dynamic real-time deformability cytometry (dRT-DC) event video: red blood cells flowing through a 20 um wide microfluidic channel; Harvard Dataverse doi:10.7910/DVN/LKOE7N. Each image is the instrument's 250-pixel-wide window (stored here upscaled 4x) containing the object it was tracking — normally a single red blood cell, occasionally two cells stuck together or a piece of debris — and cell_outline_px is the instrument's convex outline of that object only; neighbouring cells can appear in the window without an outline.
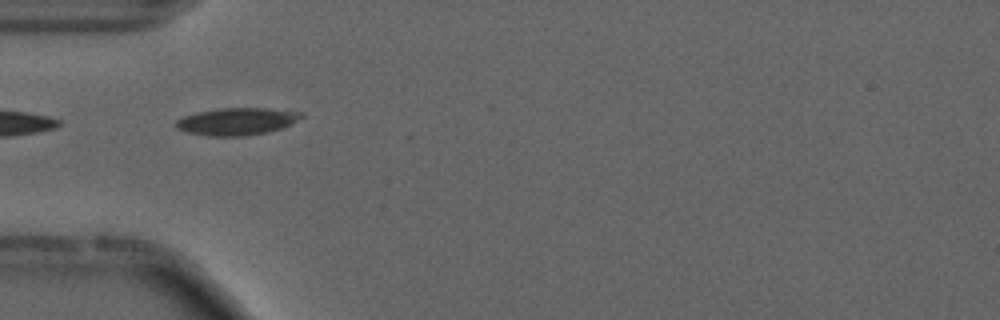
{"species": "common noctule bat (a hibernating species)", "species_latin": "Nyctalus noctula", "temperature_condition": "cold", "stored_images_in_passage": 39, "camera_frame_rate_fps": 3000, "um_per_image_px": 0.085, "animal": {"sex": "male", "forearm_length_mm": 52.5}, "frame": {"image": 1, "passage_image": 1, "time_ms": 0.0, "image_size_px": [1000, 320], "cell_outline_px": [[304, 116], [280, 128], [268, 132], [248, 136], [208, 136], [188, 132], [176, 128], [176, 120], [184, 116], [196, 112], [220, 108], [264, 108], [304, 112]], "centroid_in_image_um": [20.11, 10.32], "position_along_channel_um": 64.9, "area_um2": 19.83}, "authors_computed_cell_mechanics": {"area_um2": 16.8198, "velocity_mm_per_s": 3.6997, "shape_relaxation_time_tau1_ms": 0.327, "shape_relaxation_time_tau2_ms": null, "deformation_change_tau1": 0.1829, "deformation_change_tau2": null}}